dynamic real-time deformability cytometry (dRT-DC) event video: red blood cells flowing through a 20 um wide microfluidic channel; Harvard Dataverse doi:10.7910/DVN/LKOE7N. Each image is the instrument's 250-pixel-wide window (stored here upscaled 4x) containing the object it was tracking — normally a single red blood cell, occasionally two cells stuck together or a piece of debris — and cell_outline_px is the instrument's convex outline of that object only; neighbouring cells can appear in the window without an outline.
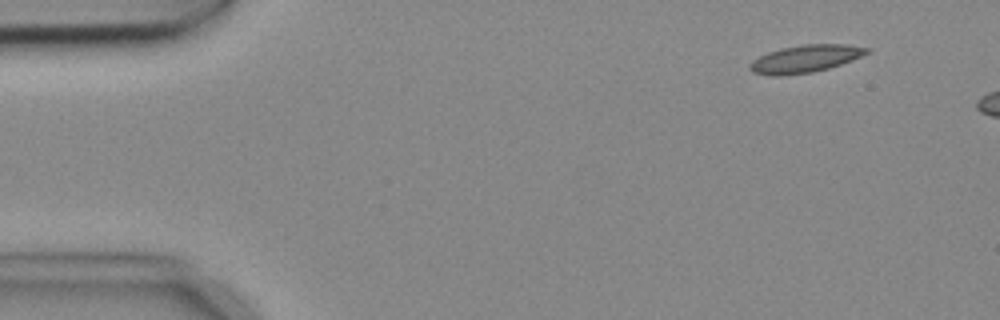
{"species": "common noctule bat (a hibernating species)", "species_latin": "Nyctalus noctula", "temperature_condition": "cold", "stored_images_in_passage": 5, "camera_frame_rate_fps": 3000, "um_per_image_px": 0.085, "animal": {"sex": "female", "body_mass_g": 18.4}, "frame": {"image": 1, "passage_image": 2, "time_ms": 0.333, "image_size_px": [1000, 320], "cell_outline_px": [[872, 48], [868, 52], [852, 60], [828, 68], [812, 72], [784, 76], [772, 76], [752, 72], [748, 68], [748, 64], [752, 60], [768, 52], [780, 48], [804, 44], [844, 44]], "centroid_in_image_um": [68.4, 5.0], "position_along_channel_um": 16.6, "area_um2": 18.79}}